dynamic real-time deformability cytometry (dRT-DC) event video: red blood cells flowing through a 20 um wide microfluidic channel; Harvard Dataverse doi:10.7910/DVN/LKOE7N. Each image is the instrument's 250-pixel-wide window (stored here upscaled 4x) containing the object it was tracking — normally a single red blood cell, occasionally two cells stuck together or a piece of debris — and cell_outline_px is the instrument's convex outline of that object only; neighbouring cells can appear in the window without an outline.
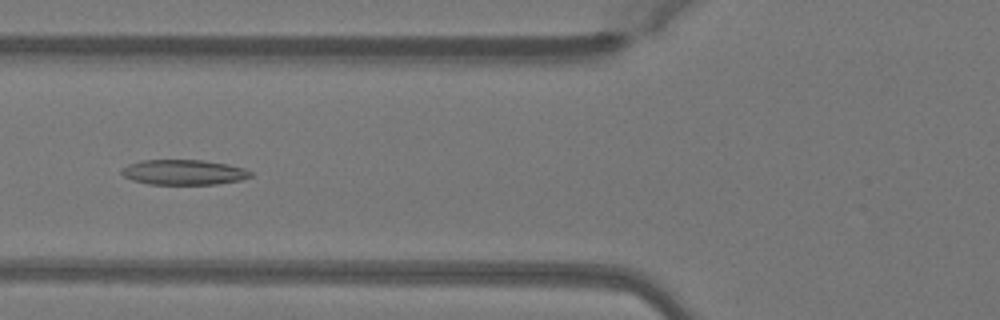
{"species": "Egyptian fruit bat (a non-hibernating species)", "species_latin": "Rousettus aegyptiacus", "temperature_condition": "warm", "stored_images_in_passage": 49, "camera_frame_rate_fps": 3000, "um_per_image_px": 0.085, "animal": {"sex": "female"}, "frame": {"image": 1, "passage_image": 19, "time_ms": 6.0, "image_size_px": [1000, 320], "cell_outline_px": [[252, 176], [240, 180], [216, 184], [148, 184], [132, 180], [124, 176], [120, 172], [120, 168], [128, 164], [140, 160], [204, 160], [228, 164], [244, 168], [252, 172]], "centroid_in_image_um": [15.59, 14.63], "position_along_channel_um": 110.2, "area_um2": 19.02}}
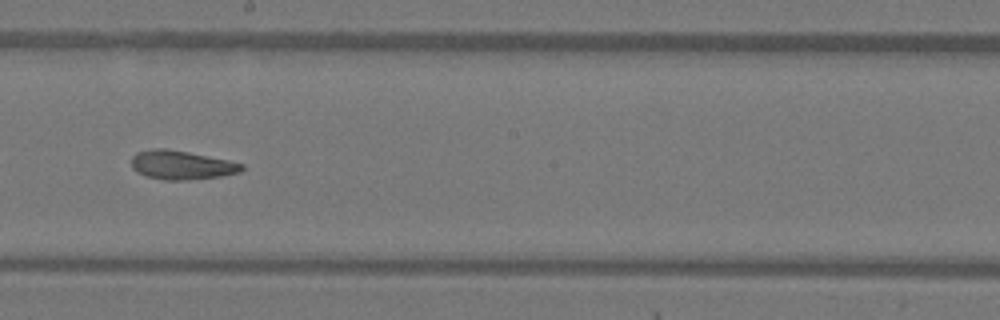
{"frame": {"image": 2, "passage_image": 28, "time_ms": 9.0, "image_size_px": [1000, 320], "cell_outline_px": [[244, 168], [240, 172], [220, 176], [188, 180], [164, 180], [148, 176], [136, 172], [132, 168], [132, 156], [136, 152], [152, 148], [164, 148], [188, 152], [228, 160], [244, 164]], "centroid_in_image_um": [15.41, 14.02], "position_along_channel_um": 232.8, "area_um2": 18.55}}
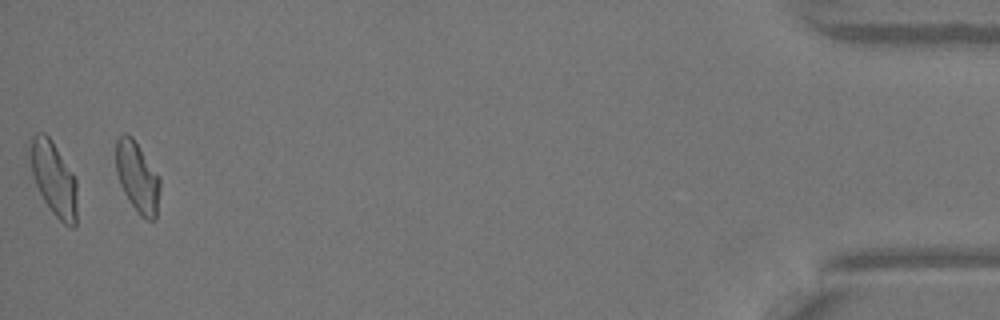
{"frame": {"image": 3, "passage_image": 48, "time_ms": 15.667, "image_size_px": [1000, 320], "cell_outline_px": [[160, 188], [156, 220], [144, 220], [140, 216], [128, 200], [120, 184], [116, 172], [116, 140], [124, 132], [132, 136], [160, 176]], "centroid_in_image_um": [11.69, 15.07], "position_along_channel_um": 423.5, "area_um2": 18.38}, "authors_computed_cell_mechanics": {"area_um2": 18.785, "velocity_mm_per_s": 4.0828, "shape_relaxation_time_tau1_ms": null, "shape_relaxation_time_tau2_ms": 4.901, "deformation_change_tau1": null, "deformation_change_tau2": 0.1314}}